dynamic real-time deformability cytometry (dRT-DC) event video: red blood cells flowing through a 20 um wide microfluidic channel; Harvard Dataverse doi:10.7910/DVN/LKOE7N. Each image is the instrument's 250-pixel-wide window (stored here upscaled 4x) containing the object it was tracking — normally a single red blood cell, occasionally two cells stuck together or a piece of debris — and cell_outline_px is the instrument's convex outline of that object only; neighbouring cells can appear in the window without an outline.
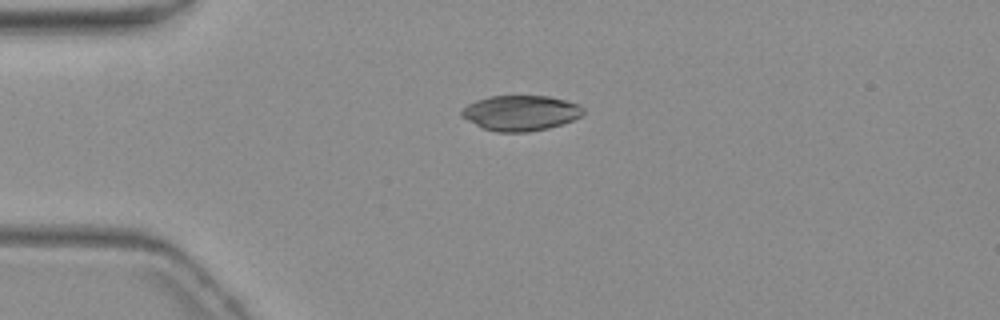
{"species": "common noctule bat (a hibernating species)", "species_latin": "Nyctalus noctula", "temperature_condition": "warm", "stored_images_in_passage": 3, "camera_frame_rate_fps": 3000, "um_per_image_px": 0.085, "animal": {"sex": "female", "body_mass_g": 19.3, "forearm_length_mm": 54.1}, "frame": {"image": 1, "passage_image": 1, "time_ms": 0.0, "image_size_px": [1000, 320], "cell_outline_px": [[584, 112], [580, 116], [572, 120], [548, 128], [528, 132], [496, 132], [484, 128], [460, 116], [460, 112], [468, 104], [476, 100], [492, 96], [548, 96], [580, 104], [584, 108]], "centroid_in_image_um": [44.26, 9.6], "position_along_channel_um": 40.7, "area_um2": 24.85}}
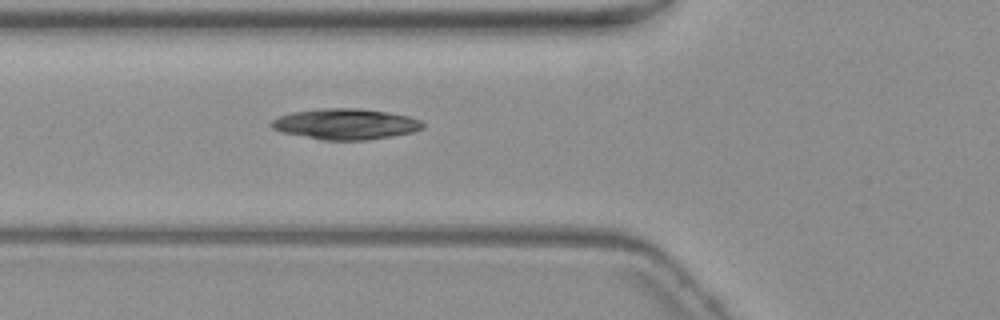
{"frame": {"image": 2, "passage_image": 3, "time_ms": 2.333, "image_size_px": [1000, 320], "cell_outline_px": [[424, 128], [412, 132], [392, 136], [368, 140], [320, 140], [280, 132], [272, 128], [272, 120], [280, 116], [292, 112], [320, 108], [360, 108], [388, 112], [408, 116], [420, 120], [424, 124]], "centroid_in_image_um": [29.37, 10.55], "position_along_channel_um": 96.4, "area_um2": 27.28}}